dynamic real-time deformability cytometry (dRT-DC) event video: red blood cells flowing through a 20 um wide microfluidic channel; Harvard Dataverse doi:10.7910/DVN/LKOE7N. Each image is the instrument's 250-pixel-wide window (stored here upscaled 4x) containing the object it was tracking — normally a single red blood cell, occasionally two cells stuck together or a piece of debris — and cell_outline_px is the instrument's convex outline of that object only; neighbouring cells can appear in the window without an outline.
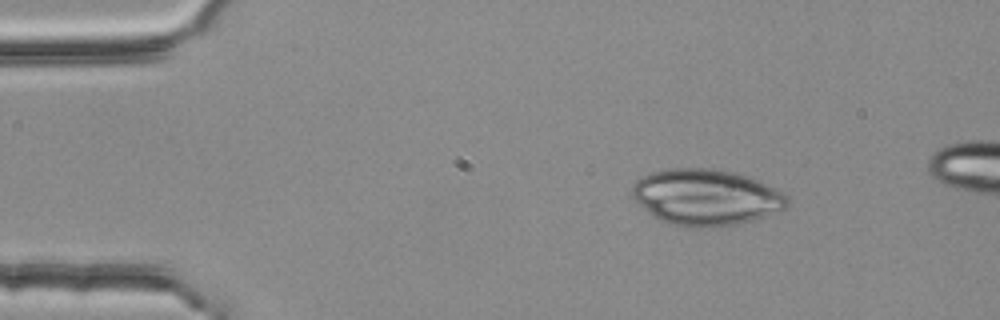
{"species": "common noctule bat (a hibernating species)", "species_latin": "Nyctalus noctula", "temperature_condition": "room temperature", "stored_images_in_passage": 4, "camera_frame_rate_fps": 3000, "um_per_image_px": 0.085, "animal": {"sex": "female", "body_mass_g": 25.1}, "frame": {"image": 1, "passage_image": 1, "time_ms": 0.0, "image_size_px": [1000, 320], "cell_outline_px": [[788, 204], [784, 208], [736, 224], [712, 228], [692, 228], [668, 224], [656, 216], [640, 204], [632, 196], [632, 184], [636, 180], [652, 172], [672, 168], [708, 168], [736, 172], [760, 180], [784, 192], [788, 196]], "centroid_in_image_um": [60.02, 16.75], "position_along_channel_um": 25.0, "area_um2": 50.46}}